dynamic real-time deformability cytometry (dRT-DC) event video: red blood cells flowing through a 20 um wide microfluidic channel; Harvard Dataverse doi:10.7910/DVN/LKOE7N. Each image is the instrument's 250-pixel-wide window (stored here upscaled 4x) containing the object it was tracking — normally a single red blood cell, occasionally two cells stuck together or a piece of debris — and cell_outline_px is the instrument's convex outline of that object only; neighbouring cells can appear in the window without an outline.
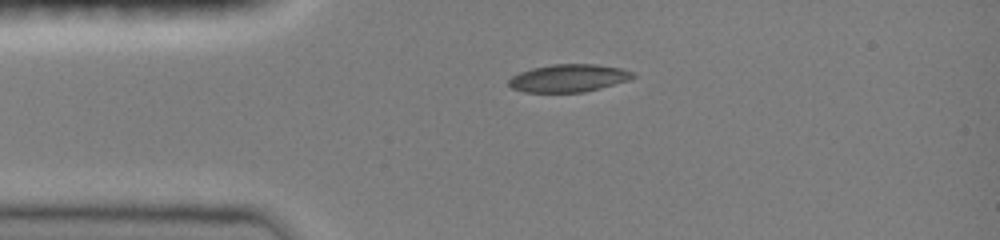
{"species": "common noctule bat (a hibernating species)", "species_latin": "Nyctalus noctula", "temperature_condition": "room temperature", "stored_images_in_passage": 38, "camera_frame_rate_fps": 3000, "um_per_image_px": 0.085, "animal": {"sex": "female", "body_mass_g": 19.0, "forearm_length_mm": 51.5}, "frame": {"image": 1, "passage_image": 1, "time_ms": 0.0, "image_size_px": [1000, 240], "cell_outline_px": [[636, 76], [628, 80], [600, 88], [584, 92], [524, 92], [512, 88], [508, 84], [508, 80], [512, 76], [520, 72], [532, 68], [552, 64], [596, 64], [620, 68], [636, 72]], "centroid_in_image_um": [48.34, 6.63], "position_along_channel_um": 36.7, "area_um2": 20.06}}
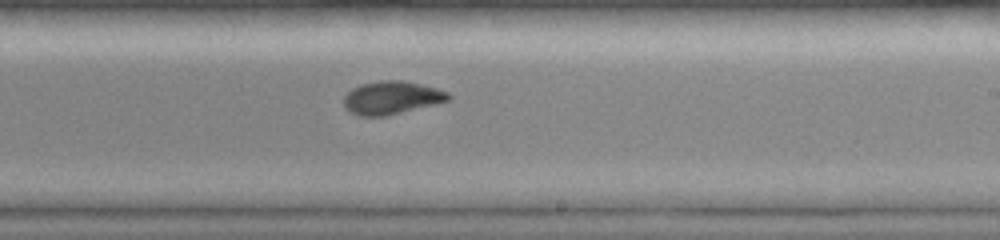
{"frame": {"image": 2, "passage_image": 19, "time_ms": 6.0, "image_size_px": [1000, 240], "cell_outline_px": [[452, 96], [448, 100], [384, 116], [360, 116], [348, 112], [344, 108], [344, 96], [352, 88], [360, 84], [380, 80], [404, 80], [436, 88], [448, 92]], "centroid_in_image_um": [33.23, 8.29], "position_along_channel_um": 255.8, "area_um2": 20.0}}
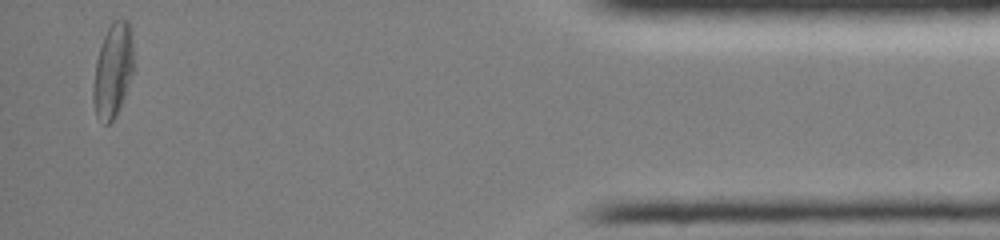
{"frame": {"image": 3, "passage_image": 36, "time_ms": 11.667, "image_size_px": [1000, 240], "cell_outline_px": [[132, 72], [124, 96], [116, 116], [108, 124], [104, 124], [96, 116], [92, 100], [92, 84], [96, 60], [100, 44], [112, 20], [128, 20], [132, 28]], "centroid_in_image_um": [9.56, 5.98], "position_along_channel_um": 425.6, "area_um2": 22.2}, "authors_computed_cell_mechanics": {"area_um2": 20.519, "velocity_mm_per_s": 4.0399, "shape_relaxation_time_tau1_ms": 8.7263, "shape_relaxation_time_tau2_ms": 2.7712, "deformation_change_tau1": 0.2534, "deformation_change_tau2": 0.0447}}